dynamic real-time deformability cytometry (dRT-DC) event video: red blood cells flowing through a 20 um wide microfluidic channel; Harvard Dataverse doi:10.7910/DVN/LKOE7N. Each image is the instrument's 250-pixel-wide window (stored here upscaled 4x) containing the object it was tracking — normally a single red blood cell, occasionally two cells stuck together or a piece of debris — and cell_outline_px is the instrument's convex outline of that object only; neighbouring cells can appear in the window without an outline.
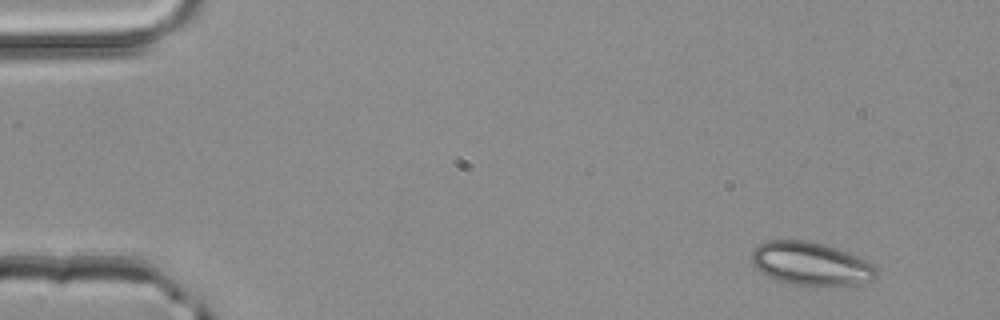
{"species": "common noctule bat (a hibernating species)", "species_latin": "Nyctalus noctula", "temperature_condition": "room temperature", "stored_images_in_passage": 3, "camera_frame_rate_fps": 3000, "um_per_image_px": 0.085, "animal": {"sex": "male", "body_mass_g": 20.4}, "frame": {"image": 1, "passage_image": 1, "time_ms": 0.0, "image_size_px": [1000, 320], "cell_outline_px": [[876, 280], [856, 284], [812, 288], [792, 284], [776, 280], [760, 272], [752, 264], [752, 252], [760, 244], [768, 240], [804, 240], [824, 244], [848, 252], [872, 264], [876, 268]], "centroid_in_image_um": [68.93, 22.45], "position_along_channel_um": 16.1, "area_um2": 31.85}}